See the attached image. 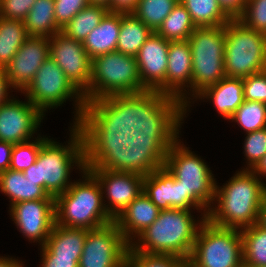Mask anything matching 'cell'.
Segmentation results:
<instances>
[{"mask_svg":"<svg viewBox=\"0 0 266 267\" xmlns=\"http://www.w3.org/2000/svg\"><path fill=\"white\" fill-rule=\"evenodd\" d=\"M83 98L111 131H132L152 121V95L140 81L135 56L113 51L93 58Z\"/></svg>","mask_w":266,"mask_h":267,"instance_id":"6da1fadb","label":"cell"},{"mask_svg":"<svg viewBox=\"0 0 266 267\" xmlns=\"http://www.w3.org/2000/svg\"><path fill=\"white\" fill-rule=\"evenodd\" d=\"M153 153L132 131H111L89 154L86 168L99 181L115 220L142 192L145 163Z\"/></svg>","mask_w":266,"mask_h":267,"instance_id":"7a4b0ae2","label":"cell"},{"mask_svg":"<svg viewBox=\"0 0 266 267\" xmlns=\"http://www.w3.org/2000/svg\"><path fill=\"white\" fill-rule=\"evenodd\" d=\"M181 123L174 118L149 121L136 126L132 132L168 169L188 196L207 216L213 204L216 179L205 160L181 144Z\"/></svg>","mask_w":266,"mask_h":267,"instance_id":"3957f363","label":"cell"},{"mask_svg":"<svg viewBox=\"0 0 266 267\" xmlns=\"http://www.w3.org/2000/svg\"><path fill=\"white\" fill-rule=\"evenodd\" d=\"M68 145L47 138L40 148L36 162L23 171L26 179L36 182L54 198L64 193L74 165L86 168L89 154L111 132L103 123L74 124Z\"/></svg>","mask_w":266,"mask_h":267,"instance_id":"277c9868","label":"cell"},{"mask_svg":"<svg viewBox=\"0 0 266 267\" xmlns=\"http://www.w3.org/2000/svg\"><path fill=\"white\" fill-rule=\"evenodd\" d=\"M266 184L250 170L236 172L222 187L216 185L215 198L206 219L217 226L242 230L257 223ZM217 203V206L216 204Z\"/></svg>","mask_w":266,"mask_h":267,"instance_id":"5b68a950","label":"cell"},{"mask_svg":"<svg viewBox=\"0 0 266 267\" xmlns=\"http://www.w3.org/2000/svg\"><path fill=\"white\" fill-rule=\"evenodd\" d=\"M205 219L206 216L194 219L190 210H160L157 219L135 238L137 242L130 243V247L144 253L176 255L187 261Z\"/></svg>","mask_w":266,"mask_h":267,"instance_id":"8992f818","label":"cell"},{"mask_svg":"<svg viewBox=\"0 0 266 267\" xmlns=\"http://www.w3.org/2000/svg\"><path fill=\"white\" fill-rule=\"evenodd\" d=\"M80 172L83 181L73 182L54 198L55 224L91 230L114 221L105 208V196L97 178L87 168Z\"/></svg>","mask_w":266,"mask_h":267,"instance_id":"52a82bcc","label":"cell"},{"mask_svg":"<svg viewBox=\"0 0 266 267\" xmlns=\"http://www.w3.org/2000/svg\"><path fill=\"white\" fill-rule=\"evenodd\" d=\"M22 93L43 114L47 109L57 108L73 97L76 110L73 124L102 123L90 111L83 95L72 85L63 70L50 56L37 70L34 79Z\"/></svg>","mask_w":266,"mask_h":267,"instance_id":"ba28073f","label":"cell"},{"mask_svg":"<svg viewBox=\"0 0 266 267\" xmlns=\"http://www.w3.org/2000/svg\"><path fill=\"white\" fill-rule=\"evenodd\" d=\"M225 75L245 78L266 70V35L237 18L225 25Z\"/></svg>","mask_w":266,"mask_h":267,"instance_id":"9c48e42d","label":"cell"},{"mask_svg":"<svg viewBox=\"0 0 266 267\" xmlns=\"http://www.w3.org/2000/svg\"><path fill=\"white\" fill-rule=\"evenodd\" d=\"M192 56L191 100L205 87L217 83L225 75V25L197 27L190 35Z\"/></svg>","mask_w":266,"mask_h":267,"instance_id":"30bf717a","label":"cell"},{"mask_svg":"<svg viewBox=\"0 0 266 267\" xmlns=\"http://www.w3.org/2000/svg\"><path fill=\"white\" fill-rule=\"evenodd\" d=\"M189 261L195 267H241L243 241L240 230L202 223Z\"/></svg>","mask_w":266,"mask_h":267,"instance_id":"8fae6325","label":"cell"},{"mask_svg":"<svg viewBox=\"0 0 266 267\" xmlns=\"http://www.w3.org/2000/svg\"><path fill=\"white\" fill-rule=\"evenodd\" d=\"M168 49L169 41L152 32L135 56L140 81L152 95V121L166 119Z\"/></svg>","mask_w":266,"mask_h":267,"instance_id":"7c38bea8","label":"cell"},{"mask_svg":"<svg viewBox=\"0 0 266 267\" xmlns=\"http://www.w3.org/2000/svg\"><path fill=\"white\" fill-rule=\"evenodd\" d=\"M192 56L188 40L169 41L166 72V119L183 123L191 99ZM189 89L190 92L186 90ZM186 92V93H185ZM188 99V100H187ZM187 107V108H186Z\"/></svg>","mask_w":266,"mask_h":267,"instance_id":"4fadbf2b","label":"cell"},{"mask_svg":"<svg viewBox=\"0 0 266 267\" xmlns=\"http://www.w3.org/2000/svg\"><path fill=\"white\" fill-rule=\"evenodd\" d=\"M130 244L112 221L87 230L79 267H127Z\"/></svg>","mask_w":266,"mask_h":267,"instance_id":"5bb4252c","label":"cell"},{"mask_svg":"<svg viewBox=\"0 0 266 267\" xmlns=\"http://www.w3.org/2000/svg\"><path fill=\"white\" fill-rule=\"evenodd\" d=\"M143 193L159 208L191 210L200 208L188 197L168 169L153 155L145 163Z\"/></svg>","mask_w":266,"mask_h":267,"instance_id":"9a60e30c","label":"cell"},{"mask_svg":"<svg viewBox=\"0 0 266 267\" xmlns=\"http://www.w3.org/2000/svg\"><path fill=\"white\" fill-rule=\"evenodd\" d=\"M49 56L83 95L89 87L92 67V59L85 51L83 43L60 31L49 38Z\"/></svg>","mask_w":266,"mask_h":267,"instance_id":"2e32d148","label":"cell"},{"mask_svg":"<svg viewBox=\"0 0 266 267\" xmlns=\"http://www.w3.org/2000/svg\"><path fill=\"white\" fill-rule=\"evenodd\" d=\"M44 116L28 99L20 101L12 96L0 106V141L18 144L34 139Z\"/></svg>","mask_w":266,"mask_h":267,"instance_id":"e0dca14e","label":"cell"},{"mask_svg":"<svg viewBox=\"0 0 266 267\" xmlns=\"http://www.w3.org/2000/svg\"><path fill=\"white\" fill-rule=\"evenodd\" d=\"M10 216L29 242L44 246L55 224V200L22 201L10 205Z\"/></svg>","mask_w":266,"mask_h":267,"instance_id":"ac0fdd59","label":"cell"},{"mask_svg":"<svg viewBox=\"0 0 266 267\" xmlns=\"http://www.w3.org/2000/svg\"><path fill=\"white\" fill-rule=\"evenodd\" d=\"M48 57L49 38L29 36L5 66V74L12 88L22 93Z\"/></svg>","mask_w":266,"mask_h":267,"instance_id":"d6986e66","label":"cell"},{"mask_svg":"<svg viewBox=\"0 0 266 267\" xmlns=\"http://www.w3.org/2000/svg\"><path fill=\"white\" fill-rule=\"evenodd\" d=\"M208 99L214 104L217 112L229 120L237 108L245 101L243 78L225 76L217 83L205 87L194 99Z\"/></svg>","mask_w":266,"mask_h":267,"instance_id":"ffe728a7","label":"cell"},{"mask_svg":"<svg viewBox=\"0 0 266 267\" xmlns=\"http://www.w3.org/2000/svg\"><path fill=\"white\" fill-rule=\"evenodd\" d=\"M159 212V208L142 192L114 221L130 244L157 219Z\"/></svg>","mask_w":266,"mask_h":267,"instance_id":"44dd1931","label":"cell"},{"mask_svg":"<svg viewBox=\"0 0 266 267\" xmlns=\"http://www.w3.org/2000/svg\"><path fill=\"white\" fill-rule=\"evenodd\" d=\"M87 229L69 228L54 224L47 242L41 247V255H57V257L80 258Z\"/></svg>","mask_w":266,"mask_h":267,"instance_id":"7402d4cb","label":"cell"},{"mask_svg":"<svg viewBox=\"0 0 266 267\" xmlns=\"http://www.w3.org/2000/svg\"><path fill=\"white\" fill-rule=\"evenodd\" d=\"M121 13L108 12L100 24L84 39L83 46L91 59L116 51Z\"/></svg>","mask_w":266,"mask_h":267,"instance_id":"603a6c76","label":"cell"},{"mask_svg":"<svg viewBox=\"0 0 266 267\" xmlns=\"http://www.w3.org/2000/svg\"><path fill=\"white\" fill-rule=\"evenodd\" d=\"M0 191L9 197L10 204L31 200H55L36 182L26 179L22 171L0 172Z\"/></svg>","mask_w":266,"mask_h":267,"instance_id":"cb8c5ba5","label":"cell"},{"mask_svg":"<svg viewBox=\"0 0 266 267\" xmlns=\"http://www.w3.org/2000/svg\"><path fill=\"white\" fill-rule=\"evenodd\" d=\"M23 22L29 36L51 38L62 30L55 21L54 0H36Z\"/></svg>","mask_w":266,"mask_h":267,"instance_id":"d4e9b609","label":"cell"},{"mask_svg":"<svg viewBox=\"0 0 266 267\" xmlns=\"http://www.w3.org/2000/svg\"><path fill=\"white\" fill-rule=\"evenodd\" d=\"M152 32L133 13H121V26L116 51L136 56Z\"/></svg>","mask_w":266,"mask_h":267,"instance_id":"484cf974","label":"cell"},{"mask_svg":"<svg viewBox=\"0 0 266 267\" xmlns=\"http://www.w3.org/2000/svg\"><path fill=\"white\" fill-rule=\"evenodd\" d=\"M189 12L196 27L226 25L232 18L219 5L218 0H179Z\"/></svg>","mask_w":266,"mask_h":267,"instance_id":"4316f807","label":"cell"},{"mask_svg":"<svg viewBox=\"0 0 266 267\" xmlns=\"http://www.w3.org/2000/svg\"><path fill=\"white\" fill-rule=\"evenodd\" d=\"M28 37L23 21L0 17L1 67L5 68Z\"/></svg>","mask_w":266,"mask_h":267,"instance_id":"83f0119b","label":"cell"},{"mask_svg":"<svg viewBox=\"0 0 266 267\" xmlns=\"http://www.w3.org/2000/svg\"><path fill=\"white\" fill-rule=\"evenodd\" d=\"M108 12L106 6L89 4L77 13L61 32L69 38L83 42Z\"/></svg>","mask_w":266,"mask_h":267,"instance_id":"f1b7e54d","label":"cell"},{"mask_svg":"<svg viewBox=\"0 0 266 267\" xmlns=\"http://www.w3.org/2000/svg\"><path fill=\"white\" fill-rule=\"evenodd\" d=\"M196 28L189 12L179 1L156 33L168 41H184L189 39Z\"/></svg>","mask_w":266,"mask_h":267,"instance_id":"f546056e","label":"cell"},{"mask_svg":"<svg viewBox=\"0 0 266 267\" xmlns=\"http://www.w3.org/2000/svg\"><path fill=\"white\" fill-rule=\"evenodd\" d=\"M240 232L243 241V264L266 267V229L256 223Z\"/></svg>","mask_w":266,"mask_h":267,"instance_id":"4dcf8cb0","label":"cell"},{"mask_svg":"<svg viewBox=\"0 0 266 267\" xmlns=\"http://www.w3.org/2000/svg\"><path fill=\"white\" fill-rule=\"evenodd\" d=\"M178 2L179 0H139L132 13L156 32Z\"/></svg>","mask_w":266,"mask_h":267,"instance_id":"1f68e13d","label":"cell"},{"mask_svg":"<svg viewBox=\"0 0 266 267\" xmlns=\"http://www.w3.org/2000/svg\"><path fill=\"white\" fill-rule=\"evenodd\" d=\"M230 120L237 122L246 133L266 128V104L245 100Z\"/></svg>","mask_w":266,"mask_h":267,"instance_id":"d6a6232c","label":"cell"},{"mask_svg":"<svg viewBox=\"0 0 266 267\" xmlns=\"http://www.w3.org/2000/svg\"><path fill=\"white\" fill-rule=\"evenodd\" d=\"M186 263L176 255L144 253L128 248L127 267H186Z\"/></svg>","mask_w":266,"mask_h":267,"instance_id":"836d02e7","label":"cell"},{"mask_svg":"<svg viewBox=\"0 0 266 267\" xmlns=\"http://www.w3.org/2000/svg\"><path fill=\"white\" fill-rule=\"evenodd\" d=\"M48 137L43 138L39 135L34 141H26L14 144L9 169L14 171H24L36 162L42 143Z\"/></svg>","mask_w":266,"mask_h":267,"instance_id":"e575fe53","label":"cell"},{"mask_svg":"<svg viewBox=\"0 0 266 267\" xmlns=\"http://www.w3.org/2000/svg\"><path fill=\"white\" fill-rule=\"evenodd\" d=\"M237 19L248 28L266 35V0H246Z\"/></svg>","mask_w":266,"mask_h":267,"instance_id":"d590c367","label":"cell"},{"mask_svg":"<svg viewBox=\"0 0 266 267\" xmlns=\"http://www.w3.org/2000/svg\"><path fill=\"white\" fill-rule=\"evenodd\" d=\"M244 155L247 159L245 170H251L266 155V128L246 133Z\"/></svg>","mask_w":266,"mask_h":267,"instance_id":"8d00e7d4","label":"cell"},{"mask_svg":"<svg viewBox=\"0 0 266 267\" xmlns=\"http://www.w3.org/2000/svg\"><path fill=\"white\" fill-rule=\"evenodd\" d=\"M244 99L266 104V70L243 78Z\"/></svg>","mask_w":266,"mask_h":267,"instance_id":"74e56055","label":"cell"},{"mask_svg":"<svg viewBox=\"0 0 266 267\" xmlns=\"http://www.w3.org/2000/svg\"><path fill=\"white\" fill-rule=\"evenodd\" d=\"M55 21L63 29L70 20L83 8L89 5L88 0H54Z\"/></svg>","mask_w":266,"mask_h":267,"instance_id":"f35d334b","label":"cell"},{"mask_svg":"<svg viewBox=\"0 0 266 267\" xmlns=\"http://www.w3.org/2000/svg\"><path fill=\"white\" fill-rule=\"evenodd\" d=\"M36 0H0V17L23 21Z\"/></svg>","mask_w":266,"mask_h":267,"instance_id":"ab89813d","label":"cell"},{"mask_svg":"<svg viewBox=\"0 0 266 267\" xmlns=\"http://www.w3.org/2000/svg\"><path fill=\"white\" fill-rule=\"evenodd\" d=\"M41 257L42 267H79L80 258L57 257V255H41Z\"/></svg>","mask_w":266,"mask_h":267,"instance_id":"60d3db41","label":"cell"},{"mask_svg":"<svg viewBox=\"0 0 266 267\" xmlns=\"http://www.w3.org/2000/svg\"><path fill=\"white\" fill-rule=\"evenodd\" d=\"M218 3L231 18H237L243 12L246 0H218Z\"/></svg>","mask_w":266,"mask_h":267,"instance_id":"b9f144b4","label":"cell"},{"mask_svg":"<svg viewBox=\"0 0 266 267\" xmlns=\"http://www.w3.org/2000/svg\"><path fill=\"white\" fill-rule=\"evenodd\" d=\"M139 0H111L107 6L109 12L116 13H132L138 4Z\"/></svg>","mask_w":266,"mask_h":267,"instance_id":"7bdbcfd3","label":"cell"},{"mask_svg":"<svg viewBox=\"0 0 266 267\" xmlns=\"http://www.w3.org/2000/svg\"><path fill=\"white\" fill-rule=\"evenodd\" d=\"M14 144L0 141V172L8 170Z\"/></svg>","mask_w":266,"mask_h":267,"instance_id":"ee69618b","label":"cell"},{"mask_svg":"<svg viewBox=\"0 0 266 267\" xmlns=\"http://www.w3.org/2000/svg\"><path fill=\"white\" fill-rule=\"evenodd\" d=\"M9 90H12V86L9 84L5 74V68L0 66V106L11 99L8 93Z\"/></svg>","mask_w":266,"mask_h":267,"instance_id":"f6af8a7d","label":"cell"},{"mask_svg":"<svg viewBox=\"0 0 266 267\" xmlns=\"http://www.w3.org/2000/svg\"><path fill=\"white\" fill-rule=\"evenodd\" d=\"M250 171L260 180H262L260 176H265L264 178H266V155Z\"/></svg>","mask_w":266,"mask_h":267,"instance_id":"bcb514c9","label":"cell"},{"mask_svg":"<svg viewBox=\"0 0 266 267\" xmlns=\"http://www.w3.org/2000/svg\"><path fill=\"white\" fill-rule=\"evenodd\" d=\"M22 261L18 259H13V257H0V267H24Z\"/></svg>","mask_w":266,"mask_h":267,"instance_id":"7dc6e473","label":"cell"},{"mask_svg":"<svg viewBox=\"0 0 266 267\" xmlns=\"http://www.w3.org/2000/svg\"><path fill=\"white\" fill-rule=\"evenodd\" d=\"M257 224L266 229V199L260 206Z\"/></svg>","mask_w":266,"mask_h":267,"instance_id":"c3c4849f","label":"cell"},{"mask_svg":"<svg viewBox=\"0 0 266 267\" xmlns=\"http://www.w3.org/2000/svg\"><path fill=\"white\" fill-rule=\"evenodd\" d=\"M111 0H88L89 4L108 6Z\"/></svg>","mask_w":266,"mask_h":267,"instance_id":"681fc988","label":"cell"},{"mask_svg":"<svg viewBox=\"0 0 266 267\" xmlns=\"http://www.w3.org/2000/svg\"><path fill=\"white\" fill-rule=\"evenodd\" d=\"M186 267H195L189 260H187Z\"/></svg>","mask_w":266,"mask_h":267,"instance_id":"f907efd6","label":"cell"},{"mask_svg":"<svg viewBox=\"0 0 266 267\" xmlns=\"http://www.w3.org/2000/svg\"><path fill=\"white\" fill-rule=\"evenodd\" d=\"M241 267H253V266L242 264Z\"/></svg>","mask_w":266,"mask_h":267,"instance_id":"816d5d0a","label":"cell"}]
</instances>
